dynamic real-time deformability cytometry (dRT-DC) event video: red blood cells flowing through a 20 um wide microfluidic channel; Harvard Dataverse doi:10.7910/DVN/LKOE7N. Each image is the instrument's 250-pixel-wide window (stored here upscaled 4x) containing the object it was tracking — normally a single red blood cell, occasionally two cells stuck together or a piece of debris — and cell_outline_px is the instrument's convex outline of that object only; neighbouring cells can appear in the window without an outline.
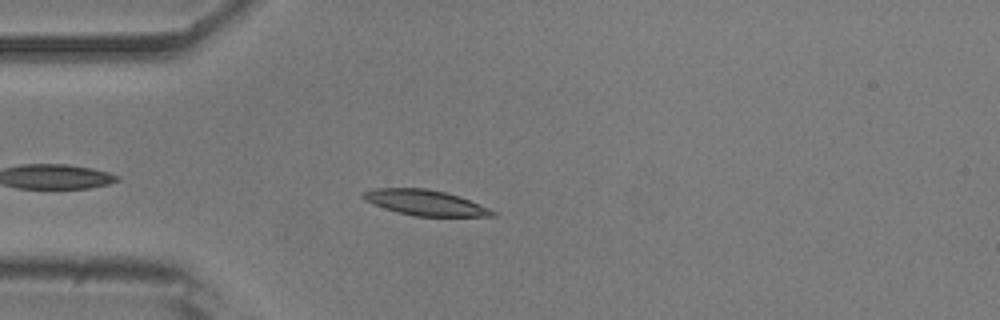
{"species": "common noctule bat (a hibernating species)", "species_latin": "Nyctalus noctula", "temperature_condition": "room temperature", "stored_images_in_passage": 34, "camera_frame_rate_fps": 3000, "um_per_image_px": 0.085, "animal": {"sex": "male", "body_mass_g": 20.5, "forearm_length_mm": 52.5}, "frame": {"image": 1, "passage_image": 5, "time_ms": 1.333, "image_size_px": [1000, 320], "cell_outline_px": [[496, 216], [412, 216], [396, 212], [384, 208], [364, 200], [360, 196], [364, 192], [372, 188], [424, 188], [444, 192], [460, 196], [488, 208], [496, 212]], "centroid_in_image_um": [36.1, 17.22], "position_along_channel_um": 48.9, "area_um2": 19.13}}
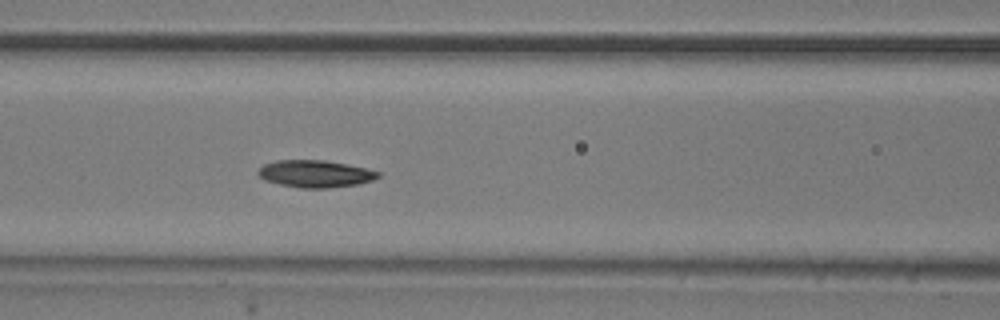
{"frame": {"image": 2, "passage_image": 13, "time_ms": 4.0, "image_size_px": [1000, 320], "cell_outline_px": [[380, 176], [372, 180], [356, 184], [328, 188], [300, 188], [280, 184], [264, 180], [256, 172], [264, 164], [276, 160], [324, 160], [348, 164], [380, 172]], "centroid_in_image_um": [26.77, 14.77], "position_along_channel_um": 139.8, "area_um2": 18.9}}
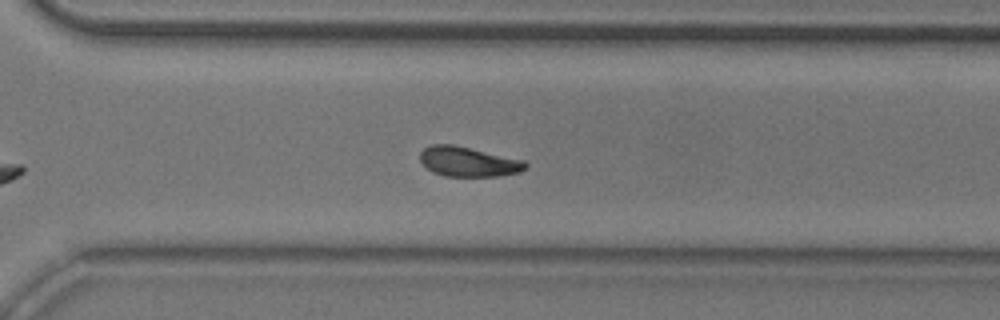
{"frame": {"image": 3, "passage_image": 28, "time_ms": 9.0, "image_size_px": [1000, 320], "cell_outline_px": [[528, 168], [516, 172], [500, 176], [444, 176], [432, 172], [420, 160], [420, 152], [424, 148], [432, 144], [452, 144], [524, 160], [528, 164]], "centroid_in_image_um": [39.8, 13.74], "position_along_channel_um": 330.8, "area_um2": 18.21}, "authors_computed_cell_mechanics": {"area_um2": 18.6983, "velocity_mm_per_s": 3.8387, "shape_relaxation_time_tau1_ms": 2.6802, "shape_relaxation_time_tau2_ms": 10.3391, "deformation_change_tau1": 0.1147, "deformation_change_tau2": 0.1191}}